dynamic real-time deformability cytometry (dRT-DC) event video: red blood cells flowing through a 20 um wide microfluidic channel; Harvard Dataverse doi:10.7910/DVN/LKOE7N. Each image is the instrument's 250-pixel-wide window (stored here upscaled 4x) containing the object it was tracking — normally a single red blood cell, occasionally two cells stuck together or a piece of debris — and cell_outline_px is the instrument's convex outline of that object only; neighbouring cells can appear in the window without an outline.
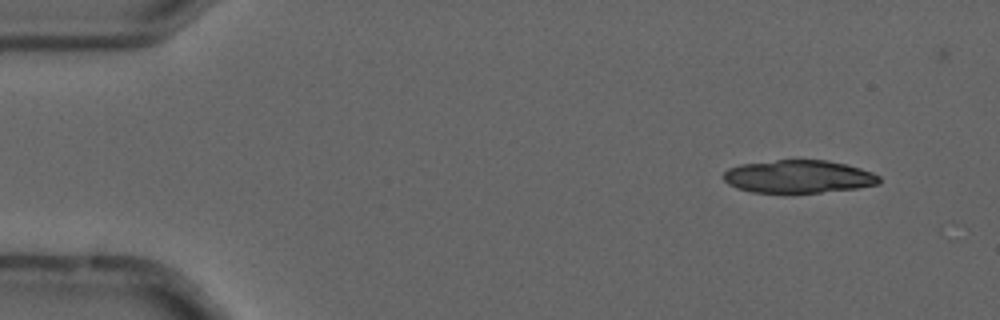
{"species": "common noctule bat (a hibernating species)", "species_latin": "Nyctalus noctula", "temperature_condition": "cold", "stored_images_in_passage": 5, "camera_frame_rate_fps": 3000, "um_per_image_px": 0.085, "animal": {"sex": "male", "forearm_length_mm": 52.5}, "frame": {"image": 1, "passage_image": 2, "time_ms": 0.333, "image_size_px": [1000, 320], "cell_outline_px": [[880, 184], [856, 188], [792, 196], [752, 192], [736, 188], [728, 184], [724, 180], [724, 172], [728, 168], [740, 164], [776, 160], [828, 160], [860, 168], [872, 172], [880, 176]], "centroid_in_image_um": [67.84, 15.05], "position_along_channel_um": 17.2, "area_um2": 30.81}}